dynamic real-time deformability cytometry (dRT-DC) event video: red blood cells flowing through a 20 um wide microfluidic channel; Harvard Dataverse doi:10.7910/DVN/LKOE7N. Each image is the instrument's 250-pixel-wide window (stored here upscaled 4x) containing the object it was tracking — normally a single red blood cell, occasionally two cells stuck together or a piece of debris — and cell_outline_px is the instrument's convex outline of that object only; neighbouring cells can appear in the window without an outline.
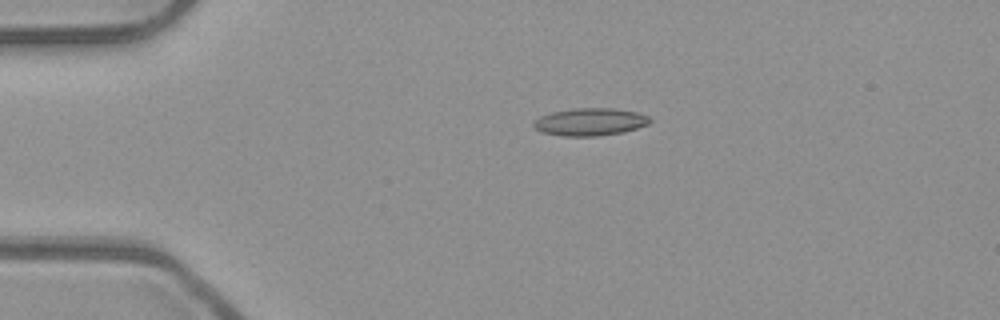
{"species": "common noctule bat (a hibernating species)", "species_latin": "Nyctalus noctula", "temperature_condition": "room temperature", "stored_images_in_passage": 44, "camera_frame_rate_fps": 3000, "um_per_image_px": 0.085, "animal": {"sex": "male", "body_mass_g": 23.1, "forearm_length_mm": 52.7}, "frame": {"image": 1, "passage_image": 3, "time_ms": 0.667, "image_size_px": [1000, 320], "cell_outline_px": [[652, 120], [648, 124], [624, 132], [596, 136], [564, 136], [540, 132], [532, 124], [540, 116], [552, 112], [572, 108], [612, 108], [636, 112], [648, 116]], "centroid_in_image_um": [50.15, 10.36], "position_along_channel_um": 34.9, "area_um2": 18.61}}
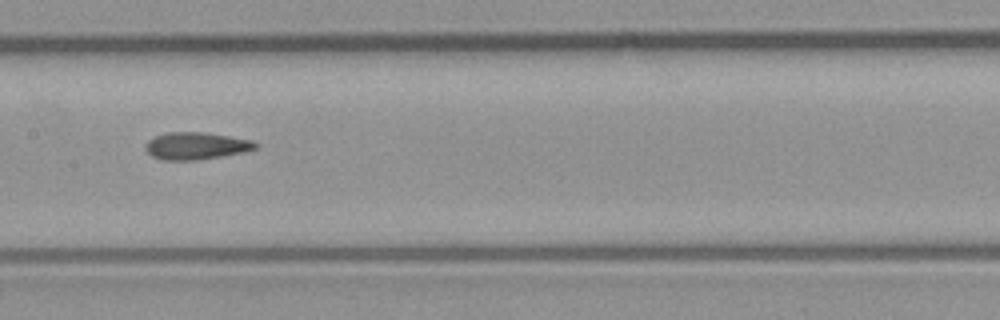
{"frame": {"image": 2, "passage_image": 18, "time_ms": 5.667, "image_size_px": [1000, 320], "cell_outline_px": [[260, 144], [256, 148], [244, 152], [196, 160], [160, 160], [152, 156], [144, 148], [144, 144], [148, 140], [156, 136], [168, 132], [204, 132], [252, 140]], "centroid_in_image_um": [16.65, 12.4], "position_along_channel_um": 190.8, "area_um2": 17.46}}
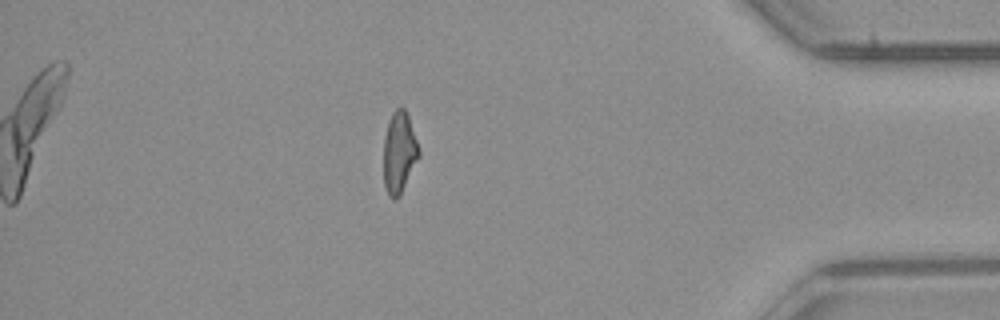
{"frame": {"image": 3, "passage_image": 37, "time_ms": 12.0, "image_size_px": [1000, 320], "cell_outline_px": [[420, 156], [400, 196], [396, 200], [392, 200], [388, 196], [384, 184], [384, 136], [388, 120], [392, 112], [396, 108], [404, 108], [408, 116], [420, 152]], "centroid_in_image_um": [33.92, 13.0], "position_along_channel_um": 401.3, "area_um2": 16.82}, "authors_computed_cell_mechanics": {"area_um2": 17.2244, "velocity_mm_per_s": 3.9723, "shape_relaxation_time_tau1_ms": null, "shape_relaxation_time_tau2_ms": 2.9683, "deformation_change_tau1": null, "deformation_change_tau2": 0.1196}}